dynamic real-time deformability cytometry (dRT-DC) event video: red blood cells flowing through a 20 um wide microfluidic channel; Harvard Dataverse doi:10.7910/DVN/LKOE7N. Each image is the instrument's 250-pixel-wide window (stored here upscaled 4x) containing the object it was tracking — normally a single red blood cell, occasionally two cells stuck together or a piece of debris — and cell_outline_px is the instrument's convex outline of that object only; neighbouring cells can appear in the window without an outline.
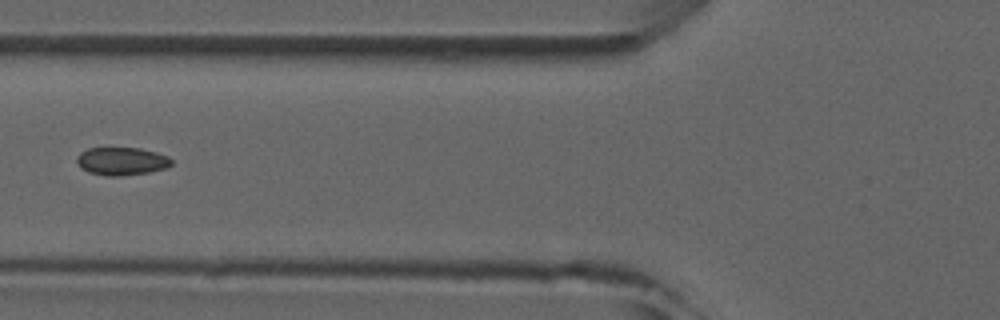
{"species": "common noctule bat (a hibernating species)", "species_latin": "Nyctalus noctula", "temperature_condition": "room temperature", "stored_images_in_passage": 6, "camera_frame_rate_fps": 3000, "um_per_image_px": 0.085, "animal": {"sex": "male", "forearm_length_mm": 52.5}, "frame": {"image": 1, "passage_image": 5, "time_ms": 4.667, "image_size_px": [1000, 320], "cell_outline_px": [[172, 164], [164, 168], [148, 172], [120, 176], [108, 176], [88, 172], [80, 168], [76, 164], [76, 156], [80, 152], [88, 148], [140, 148], [156, 152], [168, 156], [172, 160]], "centroid_in_image_um": [10.29, 13.7], "position_along_channel_um": 115.5, "area_um2": 15.49}}
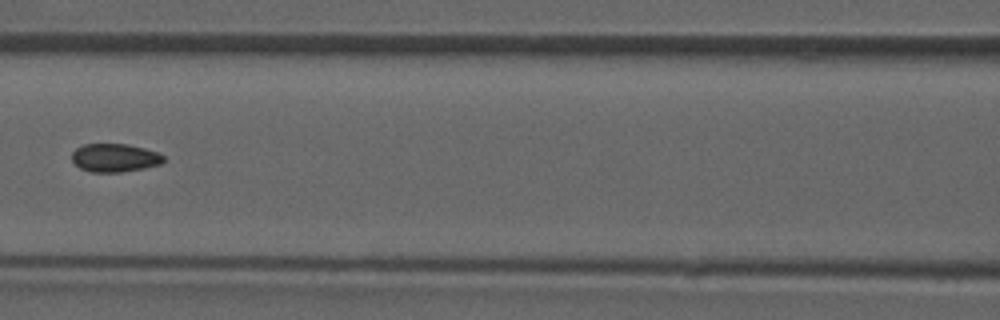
{"frame": {"image": 2, "passage_image": 6, "time_ms": 5.667, "image_size_px": [1000, 320], "cell_outline_px": [[164, 160], [160, 164], [144, 168], [120, 172], [92, 172], [80, 168], [72, 160], [72, 152], [76, 148], [84, 144], [128, 144], [160, 152], [164, 156]], "centroid_in_image_um": [9.77, 13.4], "position_along_channel_um": 156.8, "area_um2": 15.14}}